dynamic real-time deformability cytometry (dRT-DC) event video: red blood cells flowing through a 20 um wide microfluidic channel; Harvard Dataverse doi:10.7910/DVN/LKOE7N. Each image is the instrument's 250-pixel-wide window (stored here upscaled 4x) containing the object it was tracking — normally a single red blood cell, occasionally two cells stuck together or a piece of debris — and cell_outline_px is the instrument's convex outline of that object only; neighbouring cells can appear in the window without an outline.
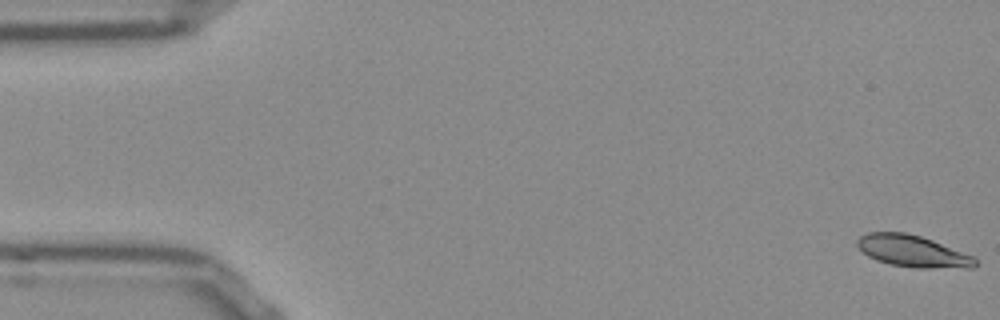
{"species": "Egyptian fruit bat (a non-hibernating species)", "species_latin": "Rousettus aegyptiacus", "temperature_condition": "room temperature", "stored_images_in_passage": 54, "segment_of_instrument_passage": [1, 2], "camera_frame_rate_fps": 3000, "um_per_image_px": 0.085, "frame": {"image": 1, "passage_image": 1, "time_ms": 0.0, "image_size_px": [1000, 320], "cell_outline_px": [[976, 264], [972, 268], [916, 268], [892, 264], [876, 260], [868, 256], [856, 244], [856, 240], [860, 236], [868, 232], [904, 232], [920, 236], [932, 240], [972, 256], [976, 260]], "centroid_in_image_um": [77.55, 21.35], "position_along_channel_um": 7.4, "area_um2": 21.56}}
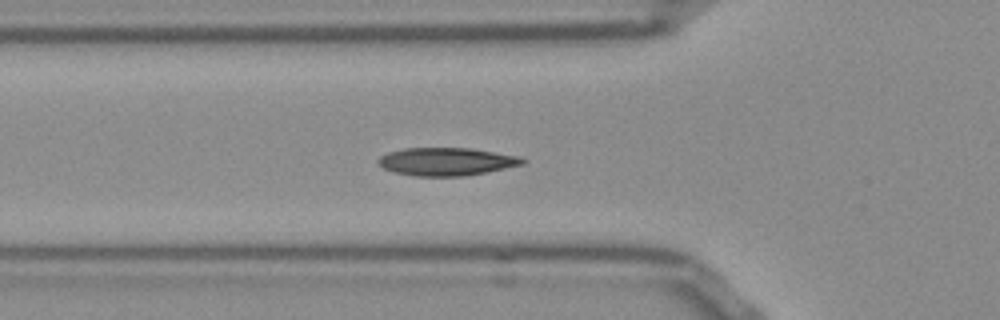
{"frame": {"image": 2, "passage_image": 18, "time_ms": 5.667, "image_size_px": [1000, 320], "cell_outline_px": [[524, 164], [488, 172], [464, 176], [412, 176], [396, 172], [384, 168], [376, 160], [380, 156], [388, 152], [404, 148], [472, 148], [520, 156], [524, 160]], "centroid_in_image_um": [37.96, 13.73], "position_along_channel_um": 87.8, "area_um2": 23.52}}
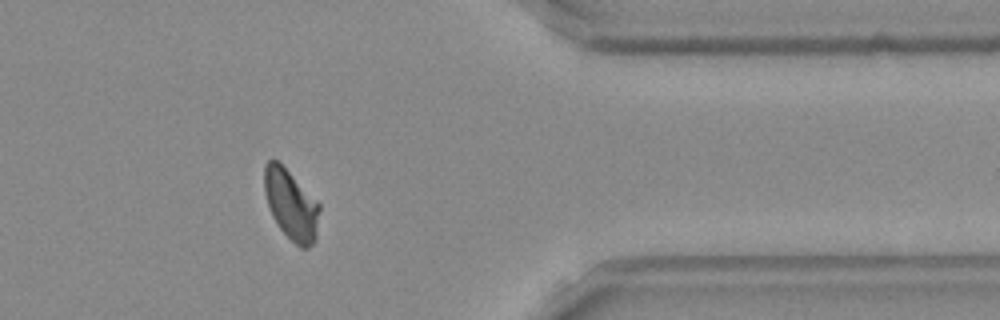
{"frame": {"image": 3, "passage_image": 43, "time_ms": 14.0, "image_size_px": [1000, 320], "cell_outline_px": [[320, 208], [316, 240], [308, 248], [300, 248], [280, 228], [272, 216], [264, 192], [264, 168], [268, 160], [276, 160], [320, 204]], "centroid_in_image_um": [24.75, 17.43], "position_along_channel_um": 386.7, "area_um2": 22.08}}